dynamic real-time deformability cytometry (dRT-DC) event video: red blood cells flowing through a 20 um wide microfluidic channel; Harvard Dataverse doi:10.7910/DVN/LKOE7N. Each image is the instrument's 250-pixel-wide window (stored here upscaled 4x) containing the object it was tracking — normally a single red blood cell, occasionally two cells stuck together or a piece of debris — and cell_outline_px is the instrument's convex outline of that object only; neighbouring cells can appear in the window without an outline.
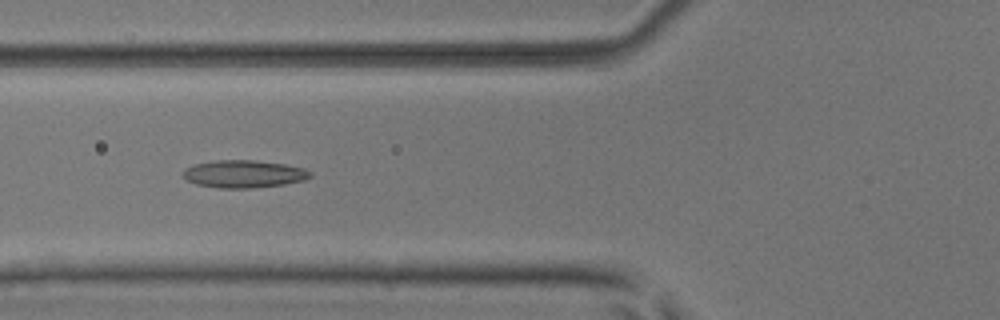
{"species": "common noctule bat (a hibernating species)", "species_latin": "Nyctalus noctula", "temperature_condition": "room temperature", "stored_images_in_passage": 50, "camera_frame_rate_fps": 3000, "um_per_image_px": 0.085, "animal": {"sex": "male", "body_mass_g": 17.9, "forearm_length_mm": 54.2}, "frame": {"image": 1, "passage_image": 19, "time_ms": 6.0, "image_size_px": [1000, 320], "cell_outline_px": [[312, 176], [304, 180], [284, 184], [252, 188], [220, 188], [196, 184], [188, 180], [184, 176], [184, 168], [192, 164], [216, 160], [252, 160], [284, 164], [304, 168], [312, 172]], "centroid_in_image_um": [20.73, 14.78], "position_along_channel_um": 105.1, "area_um2": 20.4}}
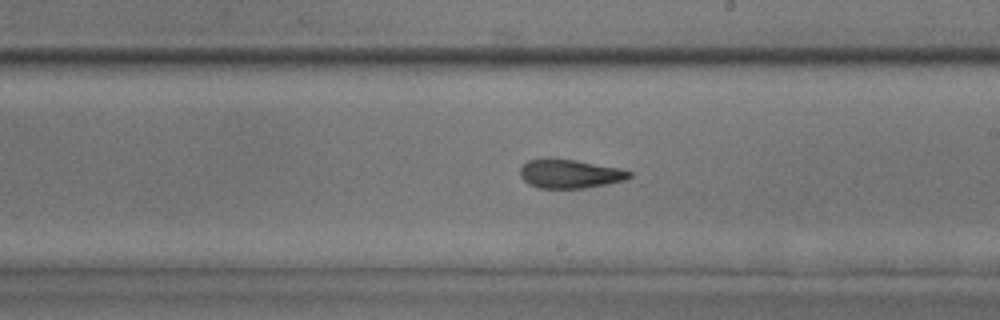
{"frame": {"image": 2, "passage_image": 29, "time_ms": 9.333, "image_size_px": [1000, 320], "cell_outline_px": [[632, 176], [624, 180], [608, 184], [584, 188], [540, 188], [528, 184], [520, 176], [520, 168], [528, 160], [540, 156], [548, 156], [576, 160], [616, 168], [632, 172]], "centroid_in_image_um": [48.36, 14.74], "position_along_channel_um": 240.6, "area_um2": 18.67}}
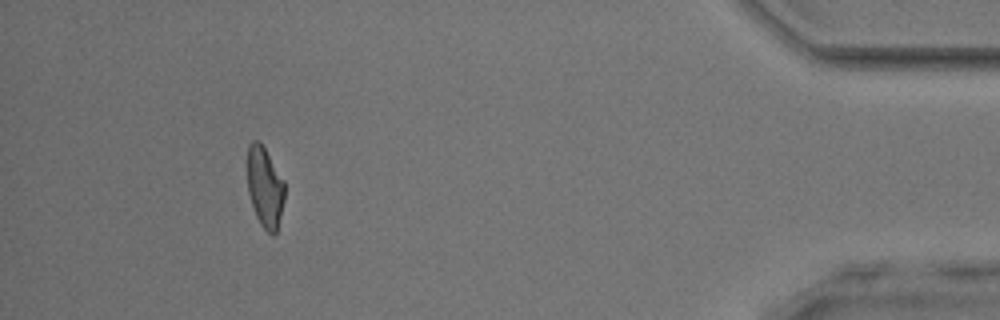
{"frame": {"image": 3, "passage_image": 46, "time_ms": 15.0, "image_size_px": [1000, 320], "cell_outline_px": [[284, 200], [276, 232], [272, 236], [260, 224], [256, 216], [248, 192], [248, 144], [252, 140], [260, 140], [284, 180]], "centroid_in_image_um": [22.51, 15.88], "position_along_channel_um": 412.7, "area_um2": 17.4}, "authors_computed_cell_mechanics": {"area_um2": 18.9006, "velocity_mm_per_s": 4.0834, "shape_relaxation_time_tau1_ms": null, "shape_relaxation_time_tau2_ms": 3.7438, "deformation_change_tau1": null, "deformation_change_tau2": 0.1375}}